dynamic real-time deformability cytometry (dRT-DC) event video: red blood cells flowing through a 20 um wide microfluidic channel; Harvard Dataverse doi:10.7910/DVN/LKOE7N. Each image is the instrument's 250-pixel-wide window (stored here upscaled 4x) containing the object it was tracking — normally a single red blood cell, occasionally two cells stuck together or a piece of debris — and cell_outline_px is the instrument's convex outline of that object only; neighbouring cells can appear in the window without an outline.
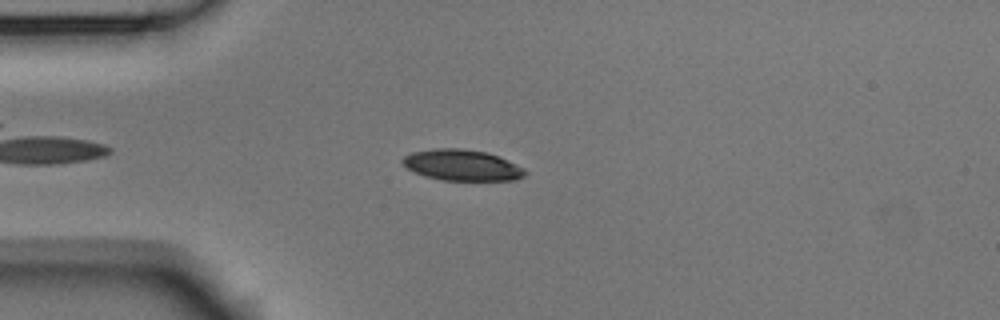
{"species": "Egyptian fruit bat (a non-hibernating species)", "species_latin": "Rousettus aegyptiacus", "temperature_condition": "room temperature", "stored_images_in_passage": 48, "camera_frame_rate_fps": 3000, "um_per_image_px": 0.085, "animal": {"sex": "male"}, "frame": {"image": 1, "passage_image": 8, "time_ms": 2.333, "image_size_px": [1000, 320], "cell_outline_px": [[528, 172], [524, 176], [516, 180], [440, 180], [424, 176], [408, 168], [400, 160], [404, 156], [412, 152], [432, 148], [460, 148], [484, 152], [496, 156], [524, 168]], "centroid_in_image_um": [39.24, 14.04], "position_along_channel_um": 45.8, "area_um2": 21.96}}
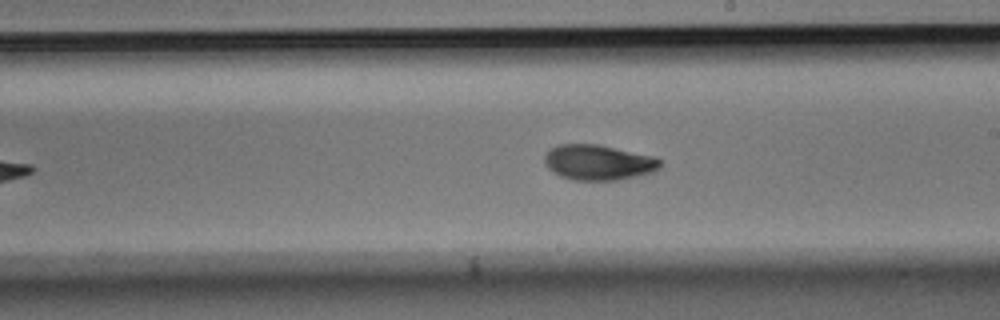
{"frame": {"image": 2, "passage_image": 25, "time_ms": 8.0, "image_size_px": [1000, 320], "cell_outline_px": [[660, 168], [652, 172], [636, 176], [616, 180], [572, 180], [560, 176], [548, 168], [544, 160], [544, 156], [552, 148], [560, 144], [600, 144], [652, 156], [660, 160]], "centroid_in_image_um": [50.85, 13.8], "position_along_channel_um": 238.2, "area_um2": 23.64}}
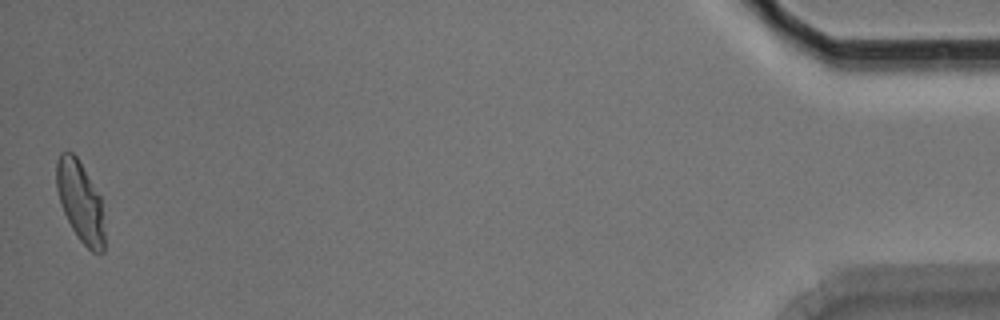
{"frame": {"image": 3, "passage_image": 48, "time_ms": 15.667, "image_size_px": [1000, 320], "cell_outline_px": [[104, 252], [92, 252], [80, 240], [72, 228], [60, 204], [56, 188], [56, 160], [60, 152], [72, 152], [76, 156], [100, 196], [104, 232]], "centroid_in_image_um": [6.8, 17.12], "position_along_channel_um": 428.4, "area_um2": 22.25}, "authors_computed_cell_mechanics": {"area_um2": 23.12, "velocity_mm_per_s": 3.6792, "shape_relaxation_time_tau1_ms": 3.566, "shape_relaxation_time_tau2_ms": 1.9813, "deformation_change_tau1": 0.1356, "deformation_change_tau2": 0.0635}}